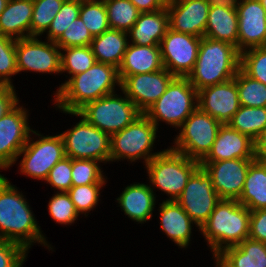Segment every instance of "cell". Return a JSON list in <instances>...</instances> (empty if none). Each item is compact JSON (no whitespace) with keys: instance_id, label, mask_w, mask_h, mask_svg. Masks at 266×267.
<instances>
[{"instance_id":"1","label":"cell","mask_w":266,"mask_h":267,"mask_svg":"<svg viewBox=\"0 0 266 267\" xmlns=\"http://www.w3.org/2000/svg\"><path fill=\"white\" fill-rule=\"evenodd\" d=\"M37 222L26 196L0 173V239L17 243L27 252L36 243L55 251Z\"/></svg>"},{"instance_id":"2","label":"cell","mask_w":266,"mask_h":267,"mask_svg":"<svg viewBox=\"0 0 266 267\" xmlns=\"http://www.w3.org/2000/svg\"><path fill=\"white\" fill-rule=\"evenodd\" d=\"M121 88L118 69L95 62L88 70L61 83L53 94V107L62 112H77L86 103L112 94Z\"/></svg>"},{"instance_id":"3","label":"cell","mask_w":266,"mask_h":267,"mask_svg":"<svg viewBox=\"0 0 266 267\" xmlns=\"http://www.w3.org/2000/svg\"><path fill=\"white\" fill-rule=\"evenodd\" d=\"M250 210L238 200L221 199L200 228V233L215 258L225 248L249 238Z\"/></svg>"},{"instance_id":"4","label":"cell","mask_w":266,"mask_h":267,"mask_svg":"<svg viewBox=\"0 0 266 267\" xmlns=\"http://www.w3.org/2000/svg\"><path fill=\"white\" fill-rule=\"evenodd\" d=\"M239 68L240 53L234 45L204 36L194 69L187 78L199 91L234 78Z\"/></svg>"},{"instance_id":"5","label":"cell","mask_w":266,"mask_h":267,"mask_svg":"<svg viewBox=\"0 0 266 267\" xmlns=\"http://www.w3.org/2000/svg\"><path fill=\"white\" fill-rule=\"evenodd\" d=\"M200 166V162L190 159L169 146L153 157L144 167L150 187L154 193L162 191L166 200H176L183 192L188 179Z\"/></svg>"},{"instance_id":"6","label":"cell","mask_w":266,"mask_h":267,"mask_svg":"<svg viewBox=\"0 0 266 267\" xmlns=\"http://www.w3.org/2000/svg\"><path fill=\"white\" fill-rule=\"evenodd\" d=\"M158 128L144 114L139 115L123 130L111 135L110 162L127 160L129 163L141 161L145 166L162 151L153 152Z\"/></svg>"},{"instance_id":"7","label":"cell","mask_w":266,"mask_h":267,"mask_svg":"<svg viewBox=\"0 0 266 267\" xmlns=\"http://www.w3.org/2000/svg\"><path fill=\"white\" fill-rule=\"evenodd\" d=\"M198 91L187 77H175L160 98L144 113L157 128L164 122L176 130L198 107Z\"/></svg>"},{"instance_id":"8","label":"cell","mask_w":266,"mask_h":267,"mask_svg":"<svg viewBox=\"0 0 266 267\" xmlns=\"http://www.w3.org/2000/svg\"><path fill=\"white\" fill-rule=\"evenodd\" d=\"M119 91V94L114 92L86 103L77 113L110 136L123 130L142 113L121 89Z\"/></svg>"},{"instance_id":"9","label":"cell","mask_w":266,"mask_h":267,"mask_svg":"<svg viewBox=\"0 0 266 267\" xmlns=\"http://www.w3.org/2000/svg\"><path fill=\"white\" fill-rule=\"evenodd\" d=\"M19 157L21 160L18 163V172L25 177L44 182L55 164L66 157L63 139L60 134L43 135L33 129L27 143L17 155L16 162Z\"/></svg>"},{"instance_id":"10","label":"cell","mask_w":266,"mask_h":267,"mask_svg":"<svg viewBox=\"0 0 266 267\" xmlns=\"http://www.w3.org/2000/svg\"><path fill=\"white\" fill-rule=\"evenodd\" d=\"M222 124L198 107L178 128L171 149L201 162L211 151Z\"/></svg>"},{"instance_id":"11","label":"cell","mask_w":266,"mask_h":267,"mask_svg":"<svg viewBox=\"0 0 266 267\" xmlns=\"http://www.w3.org/2000/svg\"><path fill=\"white\" fill-rule=\"evenodd\" d=\"M79 119L73 127L60 133L65 156L72 159H93L110 164L111 136L88 123L77 112H63Z\"/></svg>"},{"instance_id":"12","label":"cell","mask_w":266,"mask_h":267,"mask_svg":"<svg viewBox=\"0 0 266 267\" xmlns=\"http://www.w3.org/2000/svg\"><path fill=\"white\" fill-rule=\"evenodd\" d=\"M40 38V39H39ZM16 65L20 72L61 75V49L55 42L31 36L16 40Z\"/></svg>"},{"instance_id":"13","label":"cell","mask_w":266,"mask_h":267,"mask_svg":"<svg viewBox=\"0 0 266 267\" xmlns=\"http://www.w3.org/2000/svg\"><path fill=\"white\" fill-rule=\"evenodd\" d=\"M220 200L213 188L211 177L199 166L188 179L176 202L201 228Z\"/></svg>"},{"instance_id":"14","label":"cell","mask_w":266,"mask_h":267,"mask_svg":"<svg viewBox=\"0 0 266 267\" xmlns=\"http://www.w3.org/2000/svg\"><path fill=\"white\" fill-rule=\"evenodd\" d=\"M20 104L19 101L0 119V170L16 165L17 155L33 130L29 125L30 110Z\"/></svg>"},{"instance_id":"15","label":"cell","mask_w":266,"mask_h":267,"mask_svg":"<svg viewBox=\"0 0 266 267\" xmlns=\"http://www.w3.org/2000/svg\"><path fill=\"white\" fill-rule=\"evenodd\" d=\"M201 37L168 28L160 43L164 68L175 77H188L195 66Z\"/></svg>"},{"instance_id":"16","label":"cell","mask_w":266,"mask_h":267,"mask_svg":"<svg viewBox=\"0 0 266 267\" xmlns=\"http://www.w3.org/2000/svg\"><path fill=\"white\" fill-rule=\"evenodd\" d=\"M255 159H232L200 162L211 177L214 190L220 199L239 200L250 164Z\"/></svg>"},{"instance_id":"17","label":"cell","mask_w":266,"mask_h":267,"mask_svg":"<svg viewBox=\"0 0 266 267\" xmlns=\"http://www.w3.org/2000/svg\"><path fill=\"white\" fill-rule=\"evenodd\" d=\"M175 78L166 68L153 73L127 76L121 82V90L141 113L152 106Z\"/></svg>"},{"instance_id":"18","label":"cell","mask_w":266,"mask_h":267,"mask_svg":"<svg viewBox=\"0 0 266 267\" xmlns=\"http://www.w3.org/2000/svg\"><path fill=\"white\" fill-rule=\"evenodd\" d=\"M237 50L266 46V14L260 0H238Z\"/></svg>"},{"instance_id":"19","label":"cell","mask_w":266,"mask_h":267,"mask_svg":"<svg viewBox=\"0 0 266 267\" xmlns=\"http://www.w3.org/2000/svg\"><path fill=\"white\" fill-rule=\"evenodd\" d=\"M197 105L202 112L227 124L241 106L235 77L199 90Z\"/></svg>"},{"instance_id":"20","label":"cell","mask_w":266,"mask_h":267,"mask_svg":"<svg viewBox=\"0 0 266 267\" xmlns=\"http://www.w3.org/2000/svg\"><path fill=\"white\" fill-rule=\"evenodd\" d=\"M166 8L170 29L204 37L210 8L207 0H178Z\"/></svg>"},{"instance_id":"21","label":"cell","mask_w":266,"mask_h":267,"mask_svg":"<svg viewBox=\"0 0 266 267\" xmlns=\"http://www.w3.org/2000/svg\"><path fill=\"white\" fill-rule=\"evenodd\" d=\"M232 159H255V142L228 124H222L211 151L201 162Z\"/></svg>"},{"instance_id":"22","label":"cell","mask_w":266,"mask_h":267,"mask_svg":"<svg viewBox=\"0 0 266 267\" xmlns=\"http://www.w3.org/2000/svg\"><path fill=\"white\" fill-rule=\"evenodd\" d=\"M159 220L161 232L169 238L178 248L186 249L191 244L192 229L194 225L200 228L183 210L176 200H163L159 203ZM193 227V228H192Z\"/></svg>"},{"instance_id":"23","label":"cell","mask_w":266,"mask_h":267,"mask_svg":"<svg viewBox=\"0 0 266 267\" xmlns=\"http://www.w3.org/2000/svg\"><path fill=\"white\" fill-rule=\"evenodd\" d=\"M123 189L115 199L124 215L138 224L152 220L158 196L151 189L150 184L134 182Z\"/></svg>"},{"instance_id":"24","label":"cell","mask_w":266,"mask_h":267,"mask_svg":"<svg viewBox=\"0 0 266 267\" xmlns=\"http://www.w3.org/2000/svg\"><path fill=\"white\" fill-rule=\"evenodd\" d=\"M161 69H164V66L160 46H139L129 43L118 73L122 82L127 76L153 73Z\"/></svg>"},{"instance_id":"25","label":"cell","mask_w":266,"mask_h":267,"mask_svg":"<svg viewBox=\"0 0 266 267\" xmlns=\"http://www.w3.org/2000/svg\"><path fill=\"white\" fill-rule=\"evenodd\" d=\"M168 28L166 7L155 12L140 13L134 26L128 31L129 43L139 46H159Z\"/></svg>"},{"instance_id":"26","label":"cell","mask_w":266,"mask_h":267,"mask_svg":"<svg viewBox=\"0 0 266 267\" xmlns=\"http://www.w3.org/2000/svg\"><path fill=\"white\" fill-rule=\"evenodd\" d=\"M221 267H266V243L246 238L225 248L215 258Z\"/></svg>"},{"instance_id":"27","label":"cell","mask_w":266,"mask_h":267,"mask_svg":"<svg viewBox=\"0 0 266 267\" xmlns=\"http://www.w3.org/2000/svg\"><path fill=\"white\" fill-rule=\"evenodd\" d=\"M33 0H9L0 14V34L18 40L30 37Z\"/></svg>"},{"instance_id":"28","label":"cell","mask_w":266,"mask_h":267,"mask_svg":"<svg viewBox=\"0 0 266 267\" xmlns=\"http://www.w3.org/2000/svg\"><path fill=\"white\" fill-rule=\"evenodd\" d=\"M128 44V32L110 28L101 35L93 37L90 46L96 62L109 64L118 69Z\"/></svg>"},{"instance_id":"29","label":"cell","mask_w":266,"mask_h":267,"mask_svg":"<svg viewBox=\"0 0 266 267\" xmlns=\"http://www.w3.org/2000/svg\"><path fill=\"white\" fill-rule=\"evenodd\" d=\"M205 37L227 42L237 48L238 12L236 8L210 7Z\"/></svg>"},{"instance_id":"30","label":"cell","mask_w":266,"mask_h":267,"mask_svg":"<svg viewBox=\"0 0 266 267\" xmlns=\"http://www.w3.org/2000/svg\"><path fill=\"white\" fill-rule=\"evenodd\" d=\"M238 202L250 211L266 209V162L255 159L250 164Z\"/></svg>"},{"instance_id":"31","label":"cell","mask_w":266,"mask_h":267,"mask_svg":"<svg viewBox=\"0 0 266 267\" xmlns=\"http://www.w3.org/2000/svg\"><path fill=\"white\" fill-rule=\"evenodd\" d=\"M227 124L255 141L266 127V107L240 106Z\"/></svg>"},{"instance_id":"32","label":"cell","mask_w":266,"mask_h":267,"mask_svg":"<svg viewBox=\"0 0 266 267\" xmlns=\"http://www.w3.org/2000/svg\"><path fill=\"white\" fill-rule=\"evenodd\" d=\"M96 62L91 46H76L61 49V75L71 78L88 70Z\"/></svg>"},{"instance_id":"33","label":"cell","mask_w":266,"mask_h":267,"mask_svg":"<svg viewBox=\"0 0 266 267\" xmlns=\"http://www.w3.org/2000/svg\"><path fill=\"white\" fill-rule=\"evenodd\" d=\"M241 106L266 107V85L248 76L241 68L235 76Z\"/></svg>"},{"instance_id":"34","label":"cell","mask_w":266,"mask_h":267,"mask_svg":"<svg viewBox=\"0 0 266 267\" xmlns=\"http://www.w3.org/2000/svg\"><path fill=\"white\" fill-rule=\"evenodd\" d=\"M104 3L112 29L128 32L141 13L130 0H104Z\"/></svg>"},{"instance_id":"35","label":"cell","mask_w":266,"mask_h":267,"mask_svg":"<svg viewBox=\"0 0 266 267\" xmlns=\"http://www.w3.org/2000/svg\"><path fill=\"white\" fill-rule=\"evenodd\" d=\"M79 17L92 37L99 36L110 29L104 0H81Z\"/></svg>"},{"instance_id":"36","label":"cell","mask_w":266,"mask_h":267,"mask_svg":"<svg viewBox=\"0 0 266 267\" xmlns=\"http://www.w3.org/2000/svg\"><path fill=\"white\" fill-rule=\"evenodd\" d=\"M65 0H33L30 37H41L48 30L52 20L61 9Z\"/></svg>"},{"instance_id":"37","label":"cell","mask_w":266,"mask_h":267,"mask_svg":"<svg viewBox=\"0 0 266 267\" xmlns=\"http://www.w3.org/2000/svg\"><path fill=\"white\" fill-rule=\"evenodd\" d=\"M101 164L93 159H72V186L107 184Z\"/></svg>"},{"instance_id":"38","label":"cell","mask_w":266,"mask_h":267,"mask_svg":"<svg viewBox=\"0 0 266 267\" xmlns=\"http://www.w3.org/2000/svg\"><path fill=\"white\" fill-rule=\"evenodd\" d=\"M105 185L106 184H87L72 186L67 191L79 215L87 217L91 210L93 211L96 209L99 200L101 201V190Z\"/></svg>"},{"instance_id":"39","label":"cell","mask_w":266,"mask_h":267,"mask_svg":"<svg viewBox=\"0 0 266 267\" xmlns=\"http://www.w3.org/2000/svg\"><path fill=\"white\" fill-rule=\"evenodd\" d=\"M48 213L60 225L71 226L80 217L67 192H55L48 202Z\"/></svg>"},{"instance_id":"40","label":"cell","mask_w":266,"mask_h":267,"mask_svg":"<svg viewBox=\"0 0 266 267\" xmlns=\"http://www.w3.org/2000/svg\"><path fill=\"white\" fill-rule=\"evenodd\" d=\"M81 0H65L45 32L47 40L56 42L71 23L79 17Z\"/></svg>"},{"instance_id":"41","label":"cell","mask_w":266,"mask_h":267,"mask_svg":"<svg viewBox=\"0 0 266 267\" xmlns=\"http://www.w3.org/2000/svg\"><path fill=\"white\" fill-rule=\"evenodd\" d=\"M17 74L16 40L0 34V84L15 87L12 76Z\"/></svg>"},{"instance_id":"42","label":"cell","mask_w":266,"mask_h":267,"mask_svg":"<svg viewBox=\"0 0 266 267\" xmlns=\"http://www.w3.org/2000/svg\"><path fill=\"white\" fill-rule=\"evenodd\" d=\"M240 68L251 78L266 85V46L243 51L240 54Z\"/></svg>"},{"instance_id":"43","label":"cell","mask_w":266,"mask_h":267,"mask_svg":"<svg viewBox=\"0 0 266 267\" xmlns=\"http://www.w3.org/2000/svg\"><path fill=\"white\" fill-rule=\"evenodd\" d=\"M93 37L80 17L74 20L55 42L60 49L76 46H90Z\"/></svg>"},{"instance_id":"44","label":"cell","mask_w":266,"mask_h":267,"mask_svg":"<svg viewBox=\"0 0 266 267\" xmlns=\"http://www.w3.org/2000/svg\"><path fill=\"white\" fill-rule=\"evenodd\" d=\"M72 158L64 157L50 170L44 183L54 188L55 192H67L72 187Z\"/></svg>"},{"instance_id":"45","label":"cell","mask_w":266,"mask_h":267,"mask_svg":"<svg viewBox=\"0 0 266 267\" xmlns=\"http://www.w3.org/2000/svg\"><path fill=\"white\" fill-rule=\"evenodd\" d=\"M28 253L21 245L0 239V267H23Z\"/></svg>"},{"instance_id":"46","label":"cell","mask_w":266,"mask_h":267,"mask_svg":"<svg viewBox=\"0 0 266 267\" xmlns=\"http://www.w3.org/2000/svg\"><path fill=\"white\" fill-rule=\"evenodd\" d=\"M249 238L266 243V209L250 211Z\"/></svg>"},{"instance_id":"47","label":"cell","mask_w":266,"mask_h":267,"mask_svg":"<svg viewBox=\"0 0 266 267\" xmlns=\"http://www.w3.org/2000/svg\"><path fill=\"white\" fill-rule=\"evenodd\" d=\"M16 91L15 87L10 86L0 89V119L20 101Z\"/></svg>"},{"instance_id":"48","label":"cell","mask_w":266,"mask_h":267,"mask_svg":"<svg viewBox=\"0 0 266 267\" xmlns=\"http://www.w3.org/2000/svg\"><path fill=\"white\" fill-rule=\"evenodd\" d=\"M130 2L141 12H155L164 6L159 0H130Z\"/></svg>"},{"instance_id":"49","label":"cell","mask_w":266,"mask_h":267,"mask_svg":"<svg viewBox=\"0 0 266 267\" xmlns=\"http://www.w3.org/2000/svg\"><path fill=\"white\" fill-rule=\"evenodd\" d=\"M255 142V159L266 162V127Z\"/></svg>"},{"instance_id":"50","label":"cell","mask_w":266,"mask_h":267,"mask_svg":"<svg viewBox=\"0 0 266 267\" xmlns=\"http://www.w3.org/2000/svg\"><path fill=\"white\" fill-rule=\"evenodd\" d=\"M210 7L236 8L238 0H207Z\"/></svg>"},{"instance_id":"51","label":"cell","mask_w":266,"mask_h":267,"mask_svg":"<svg viewBox=\"0 0 266 267\" xmlns=\"http://www.w3.org/2000/svg\"><path fill=\"white\" fill-rule=\"evenodd\" d=\"M159 1L164 7H167L169 5L175 4L178 0H159Z\"/></svg>"},{"instance_id":"52","label":"cell","mask_w":266,"mask_h":267,"mask_svg":"<svg viewBox=\"0 0 266 267\" xmlns=\"http://www.w3.org/2000/svg\"><path fill=\"white\" fill-rule=\"evenodd\" d=\"M9 0H0V14L2 13V11L5 9V7L7 6Z\"/></svg>"},{"instance_id":"53","label":"cell","mask_w":266,"mask_h":267,"mask_svg":"<svg viewBox=\"0 0 266 267\" xmlns=\"http://www.w3.org/2000/svg\"><path fill=\"white\" fill-rule=\"evenodd\" d=\"M262 6L266 9V0H260Z\"/></svg>"},{"instance_id":"54","label":"cell","mask_w":266,"mask_h":267,"mask_svg":"<svg viewBox=\"0 0 266 267\" xmlns=\"http://www.w3.org/2000/svg\"><path fill=\"white\" fill-rule=\"evenodd\" d=\"M214 263H215L214 264L215 265L214 267H221L216 261H214Z\"/></svg>"}]
</instances>
